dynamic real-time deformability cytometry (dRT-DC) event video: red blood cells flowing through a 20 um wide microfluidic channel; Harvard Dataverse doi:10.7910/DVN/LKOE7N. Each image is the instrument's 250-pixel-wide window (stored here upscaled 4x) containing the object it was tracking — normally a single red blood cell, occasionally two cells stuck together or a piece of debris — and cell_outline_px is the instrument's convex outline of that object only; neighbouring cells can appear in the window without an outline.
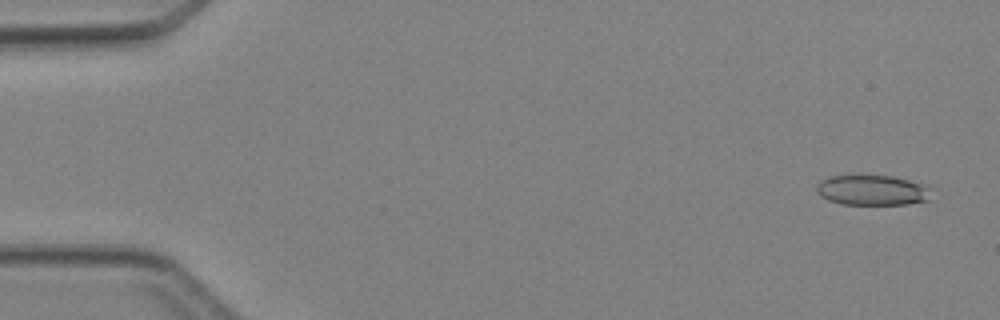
{"species": "Egyptian fruit bat (a non-hibernating species)", "species_latin": "Rousettus aegyptiacus", "temperature_condition": "cold", "stored_images_in_passage": 4, "camera_frame_rate_fps": 3000, "um_per_image_px": 0.085, "animal": {"sex": "female"}, "frame": {"image": 1, "passage_image": 1, "time_ms": 0.0, "image_size_px": [1000, 320], "cell_outline_px": [[928, 200], [908, 204], [840, 204], [828, 200], [820, 196], [816, 192], [816, 184], [820, 180], [832, 176], [892, 176], [908, 180], [920, 184], [928, 188]], "centroid_in_image_um": [74.05, 16.17], "position_along_channel_um": 11.0, "area_um2": 19.88}}